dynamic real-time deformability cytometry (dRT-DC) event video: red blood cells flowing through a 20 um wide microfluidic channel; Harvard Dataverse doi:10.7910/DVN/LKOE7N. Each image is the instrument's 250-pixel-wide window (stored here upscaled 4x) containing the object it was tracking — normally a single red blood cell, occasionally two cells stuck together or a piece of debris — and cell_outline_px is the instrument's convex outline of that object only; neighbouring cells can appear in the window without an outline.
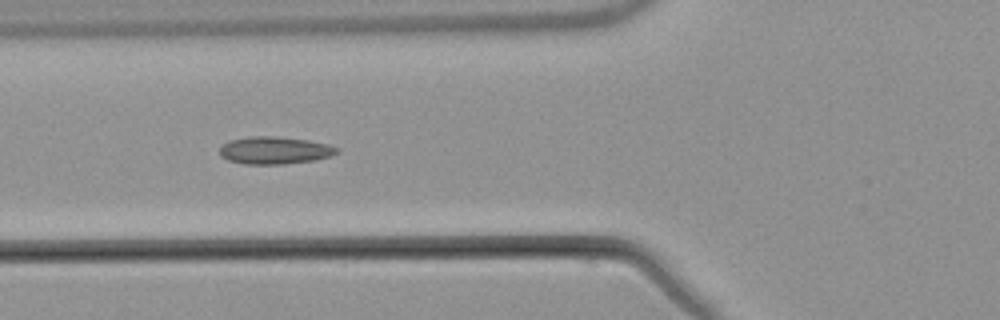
{"species": "common noctule bat (a hibernating species)", "species_latin": "Nyctalus noctula", "temperature_condition": "warm", "stored_images_in_passage": 7, "camera_frame_rate_fps": 3000, "um_per_image_px": 0.085, "animal": {"sex": "male", "body_mass_g": 21.5, "forearm_length_mm": 52.0}, "frame": {"image": 1, "passage_image": 6, "time_ms": 6.0, "image_size_px": [1000, 320], "cell_outline_px": [[340, 152], [316, 160], [284, 164], [244, 164], [228, 160], [220, 156], [220, 148], [224, 144], [232, 140], [248, 136], [268, 136], [308, 140], [328, 144], [340, 148]], "centroid_in_image_um": [23.37, 12.79], "position_along_channel_um": 102.4, "area_um2": 18.67}}
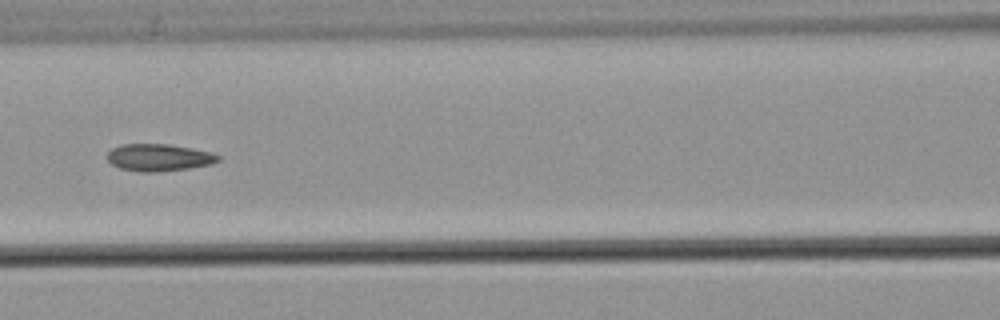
{"frame": {"image": 2, "passage_image": 7, "time_ms": 7.333, "image_size_px": [1000, 320], "cell_outline_px": [[220, 160], [212, 164], [188, 168], [156, 172], [140, 172], [120, 168], [112, 164], [108, 160], [108, 152], [112, 148], [120, 144], [168, 144], [192, 148], [212, 152], [220, 156]], "centroid_in_image_um": [13.51, 13.38], "position_along_channel_um": 153.1, "area_um2": 17.57}}